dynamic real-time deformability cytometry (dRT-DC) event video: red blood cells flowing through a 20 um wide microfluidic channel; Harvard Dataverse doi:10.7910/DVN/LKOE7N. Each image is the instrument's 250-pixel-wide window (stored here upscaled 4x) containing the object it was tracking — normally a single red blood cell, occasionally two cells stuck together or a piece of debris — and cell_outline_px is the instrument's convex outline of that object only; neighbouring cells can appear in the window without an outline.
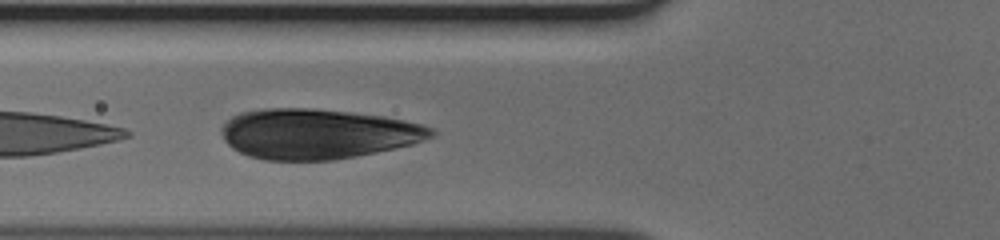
{"species": "human", "species_latin": "Homo sapiens", "temperature_condition": "cold", "stored_images_in_passage": 26, "camera_frame_rate_fps": 3000, "um_per_image_px": 0.085, "donor": {"sex": "male"}, "frame": {"image": 1, "passage_image": 8, "time_ms": 2.333, "image_size_px": [1000, 240], "cell_outline_px": [[436, 136], [412, 144], [376, 152], [356, 156], [332, 160], [264, 160], [248, 156], [232, 148], [224, 140], [220, 132], [220, 128], [232, 116], [240, 112], [264, 108], [312, 108], [352, 112], [384, 116], [404, 120], [420, 124], [432, 128], [436, 132]], "centroid_in_image_um": [26.97, 11.37], "position_along_channel_um": 98.8, "area_um2": 61.44}}
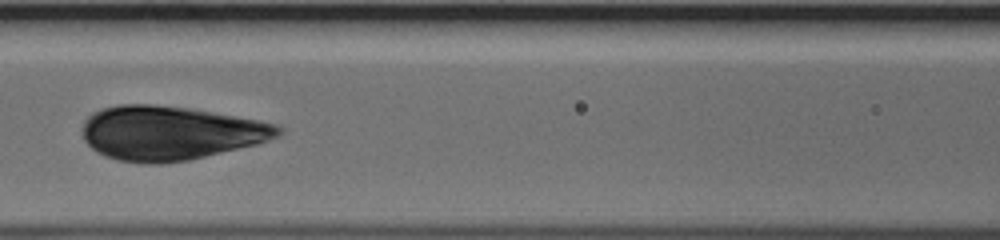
{"frame": {"image": 2, "passage_image": 12, "time_ms": 3.667, "image_size_px": [1000, 240], "cell_outline_px": [[284, 132], [280, 136], [256, 144], [188, 160], [160, 164], [144, 164], [116, 160], [104, 156], [96, 152], [84, 140], [84, 120], [92, 112], [100, 108], [120, 104], [152, 104], [188, 108], [256, 120], [276, 124]], "centroid_in_image_um": [14.41, 11.31], "position_along_channel_um": 152.2, "area_um2": 61.56}}